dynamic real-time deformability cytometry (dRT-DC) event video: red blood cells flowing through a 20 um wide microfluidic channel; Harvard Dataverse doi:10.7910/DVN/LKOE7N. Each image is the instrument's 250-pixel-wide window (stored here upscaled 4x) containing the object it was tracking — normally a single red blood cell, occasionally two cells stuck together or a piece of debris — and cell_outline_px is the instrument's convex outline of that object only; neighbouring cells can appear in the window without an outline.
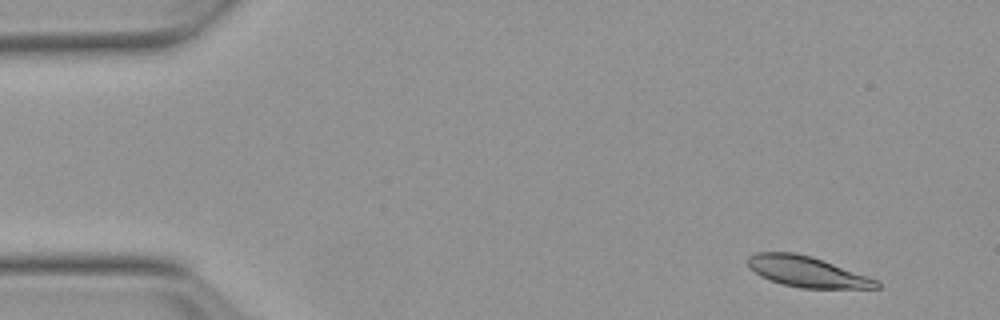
{"species": "Egyptian fruit bat (a non-hibernating species)", "species_latin": "Rousettus aegyptiacus", "temperature_condition": "warm", "stored_images_in_passage": 52, "camera_frame_rate_fps": 3000, "um_per_image_px": 0.085, "animal": {"sex": "female"}, "frame": {"image": 1, "passage_image": 3, "time_ms": 0.667, "image_size_px": [1000, 320], "cell_outline_px": [[880, 288], [800, 288], [784, 284], [760, 276], [748, 268], [748, 256], [756, 252], [796, 252], [812, 256], [880, 280]], "centroid_in_image_um": [68.61, 23.08], "position_along_channel_um": 16.4, "area_um2": 23.12}}
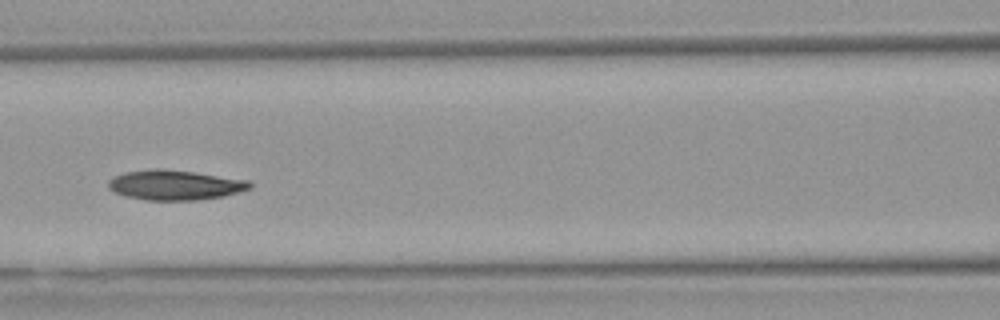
{"frame": {"image": 2, "passage_image": 22, "time_ms": 7.0, "image_size_px": [1000, 320], "cell_outline_px": [[252, 188], [240, 192], [224, 196], [200, 200], [144, 200], [124, 196], [108, 188], [108, 180], [124, 172], [156, 168], [164, 168], [248, 180], [252, 184]], "centroid_in_image_um": [14.87, 15.73], "position_along_channel_um": 151.7, "area_um2": 24.74}}
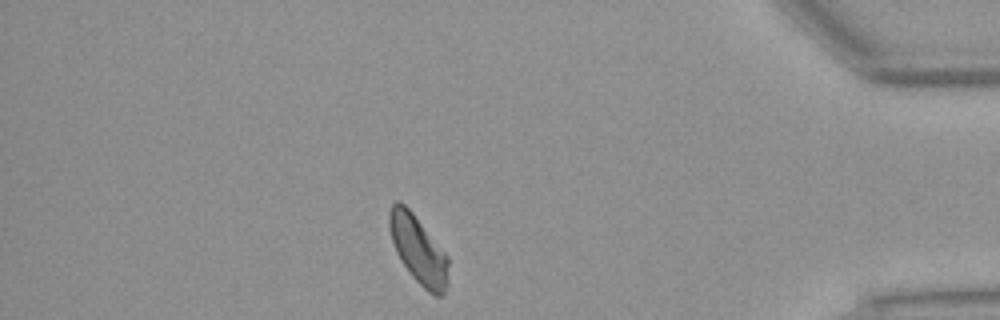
{"frame": {"image": 3, "passage_image": 45, "time_ms": 14.667, "image_size_px": [1000, 320], "cell_outline_px": [[448, 284], [444, 292], [440, 296], [436, 296], [428, 292], [412, 276], [400, 260], [396, 252], [392, 240], [388, 224], [388, 212], [392, 204], [396, 200], [400, 200], [412, 212], [448, 256]], "centroid_in_image_um": [35.54, 21.22], "position_along_channel_um": 399.7, "area_um2": 23.29}, "authors_computed_cell_mechanics": {"area_um2": 23.7558, "velocity_mm_per_s": 3.7778, "shape_relaxation_time_tau1_ms": 5.1768, "shape_relaxation_time_tau2_ms": null, "deformation_change_tau1": 0.1444, "deformation_change_tau2": null}}